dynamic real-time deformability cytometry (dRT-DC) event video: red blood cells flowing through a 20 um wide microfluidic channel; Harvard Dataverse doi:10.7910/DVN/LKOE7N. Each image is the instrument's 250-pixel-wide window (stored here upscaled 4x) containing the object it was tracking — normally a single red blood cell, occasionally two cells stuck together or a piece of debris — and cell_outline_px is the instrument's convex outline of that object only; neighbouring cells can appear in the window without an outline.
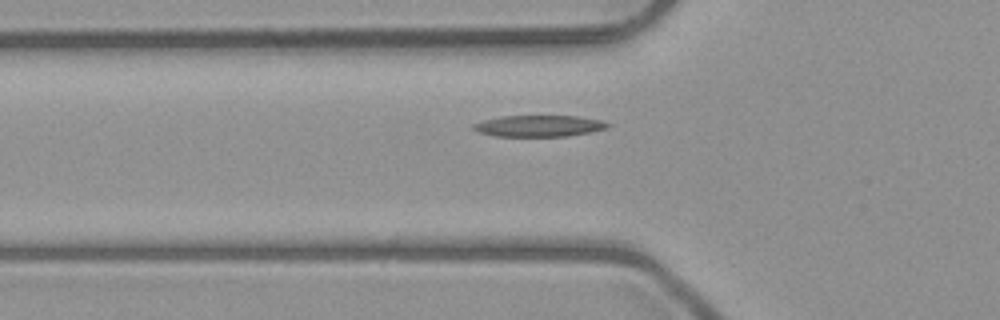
{"species": "common noctule bat (a hibernating species)", "species_latin": "Nyctalus noctula", "temperature_condition": "room temperature", "stored_images_in_passage": 30, "camera_frame_rate_fps": 3000, "um_per_image_px": 0.085, "animal": {"sex": "male", "body_mass_g": 23.1, "forearm_length_mm": 52.7}, "frame": {"image": 1, "passage_image": 2, "time_ms": 0.333, "image_size_px": [1000, 320], "cell_outline_px": [[612, 124], [608, 128], [592, 132], [568, 136], [496, 136], [480, 132], [472, 128], [472, 124], [484, 120], [500, 116], [576, 116], [600, 120]], "centroid_in_image_um": [45.85, 10.7], "position_along_channel_um": 80.0, "area_um2": 16.7}}
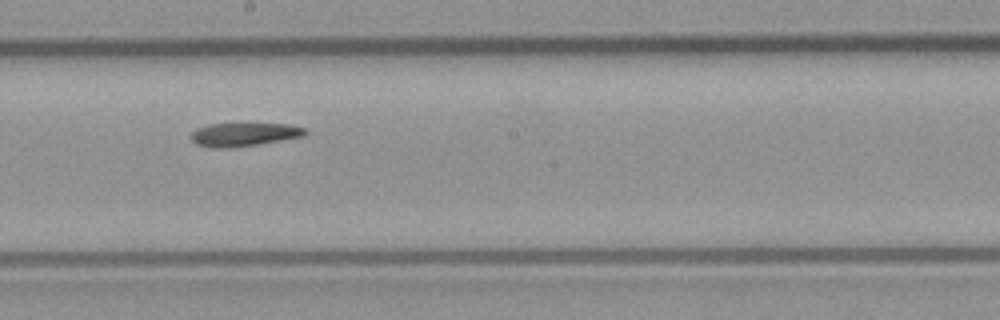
{"frame": {"image": 2, "passage_image": 13, "time_ms": 4.0, "image_size_px": [1000, 320], "cell_outline_px": [[308, 132], [304, 136], [260, 144], [232, 148], [212, 148], [196, 144], [192, 140], [192, 132], [196, 128], [208, 124], [248, 120], [288, 124], [304, 128]], "centroid_in_image_um": [20.76, 11.37], "position_along_channel_um": 227.4, "area_um2": 16.76}}
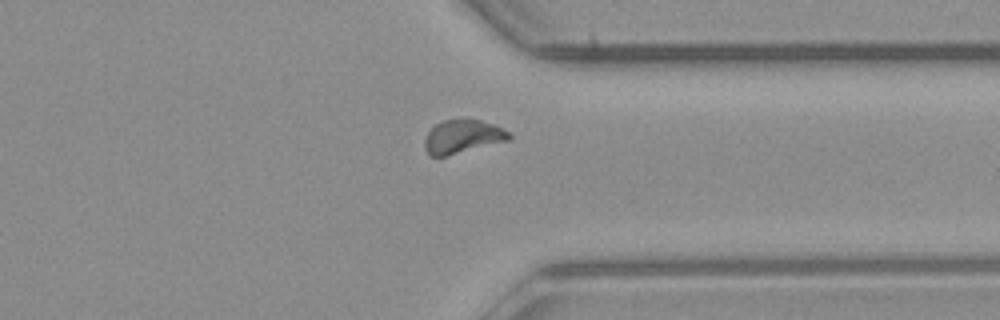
{"frame": {"image": 3, "passage_image": 24, "time_ms": 7.667, "image_size_px": [1000, 320], "cell_outline_px": [[512, 140], [444, 156], [428, 156], [424, 148], [424, 140], [428, 132], [436, 124], [444, 120], [480, 120], [504, 128], [512, 136]], "centroid_in_image_um": [39.33, 11.63], "position_along_channel_um": 372.1, "area_um2": 16.42}}